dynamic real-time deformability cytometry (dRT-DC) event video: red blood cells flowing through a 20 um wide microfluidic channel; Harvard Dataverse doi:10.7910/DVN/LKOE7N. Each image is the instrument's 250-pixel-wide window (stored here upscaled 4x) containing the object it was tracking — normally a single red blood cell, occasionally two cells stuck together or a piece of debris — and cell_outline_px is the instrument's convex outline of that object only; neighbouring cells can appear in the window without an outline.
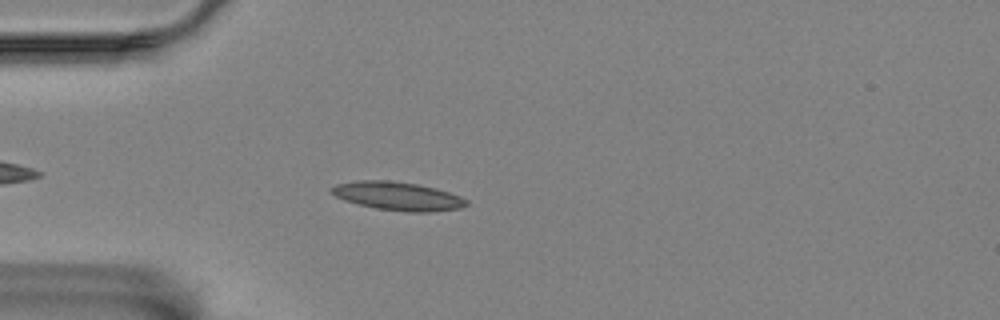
{"species": "Egyptian fruit bat (a non-hibernating species)", "species_latin": "Rousettus aegyptiacus", "temperature_condition": "room temperature", "stored_images_in_passage": 47, "camera_frame_rate_fps": 3000, "um_per_image_px": 0.085, "animal": {"sex": "female"}, "frame": {"image": 1, "passage_image": 6, "time_ms": 1.667, "image_size_px": [1000, 320], "cell_outline_px": [[468, 204], [460, 208], [428, 212], [408, 212], [376, 208], [344, 200], [328, 192], [328, 188], [336, 184], [356, 180], [388, 180], [416, 184], [448, 192], [460, 196], [468, 200]], "centroid_in_image_um": [33.75, 16.66], "position_along_channel_um": 51.2, "area_um2": 22.25}}
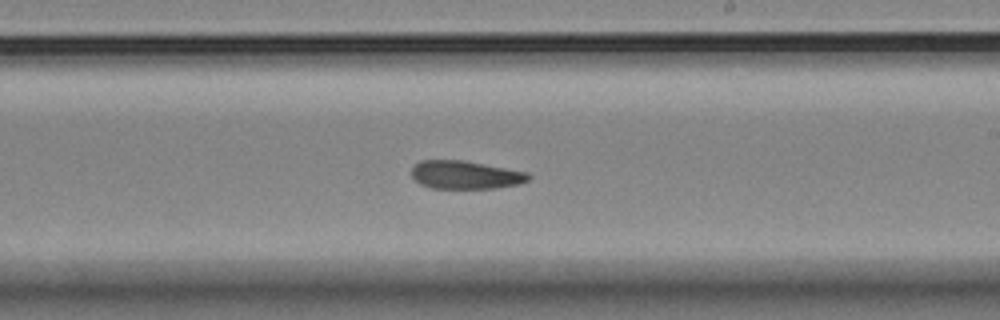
{"frame": {"image": 2, "passage_image": 24, "time_ms": 7.667, "image_size_px": [1000, 320], "cell_outline_px": [[532, 176], [528, 180], [520, 184], [496, 188], [432, 188], [420, 184], [412, 176], [412, 168], [420, 160], [460, 160], [528, 172]], "centroid_in_image_um": [39.57, 14.87], "position_along_channel_um": 249.4, "area_um2": 19.07}}
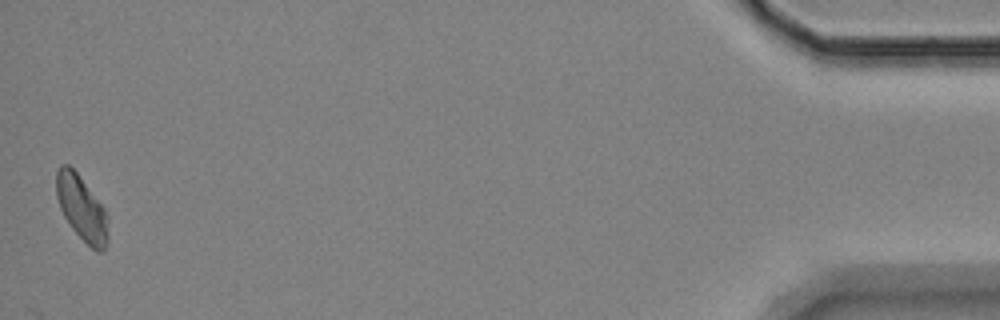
{"frame": {"image": 3, "passage_image": 47, "time_ms": 15.333, "image_size_px": [1000, 320], "cell_outline_px": [[108, 240], [104, 252], [96, 252], [72, 228], [64, 216], [60, 208], [56, 196], [56, 172], [60, 164], [68, 164], [76, 172], [104, 208], [108, 216]], "centroid_in_image_um": [6.95, 17.71], "position_along_channel_um": 428.3, "area_um2": 19.48}}